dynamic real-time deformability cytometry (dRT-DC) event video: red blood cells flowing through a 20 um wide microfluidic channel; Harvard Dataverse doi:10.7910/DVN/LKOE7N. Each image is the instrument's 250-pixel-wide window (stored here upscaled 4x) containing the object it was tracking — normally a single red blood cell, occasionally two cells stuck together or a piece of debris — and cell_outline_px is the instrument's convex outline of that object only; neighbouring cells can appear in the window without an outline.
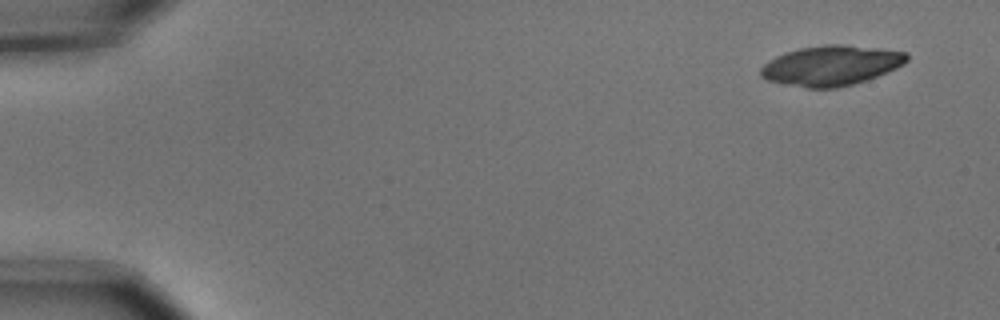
{"species": "common noctule bat (a hibernating species)", "species_latin": "Nyctalus noctula", "temperature_condition": "cold", "stored_images_in_passage": 7, "camera_frame_rate_fps": 3000, "um_per_image_px": 0.085, "animal": {"sex": "male", "body_mass_g": 15.6}, "frame": {"image": 1, "passage_image": 1, "time_ms": 0.0, "image_size_px": [1000, 320], "cell_outline_px": [[908, 60], [904, 64], [888, 72], [852, 84], [836, 88], [808, 88], [768, 80], [760, 76], [760, 68], [768, 60], [784, 52], [800, 48], [824, 44], [844, 44], [908, 52]], "centroid_in_image_um": [70.64, 5.55], "position_along_channel_um": 14.4, "area_um2": 33.99}}